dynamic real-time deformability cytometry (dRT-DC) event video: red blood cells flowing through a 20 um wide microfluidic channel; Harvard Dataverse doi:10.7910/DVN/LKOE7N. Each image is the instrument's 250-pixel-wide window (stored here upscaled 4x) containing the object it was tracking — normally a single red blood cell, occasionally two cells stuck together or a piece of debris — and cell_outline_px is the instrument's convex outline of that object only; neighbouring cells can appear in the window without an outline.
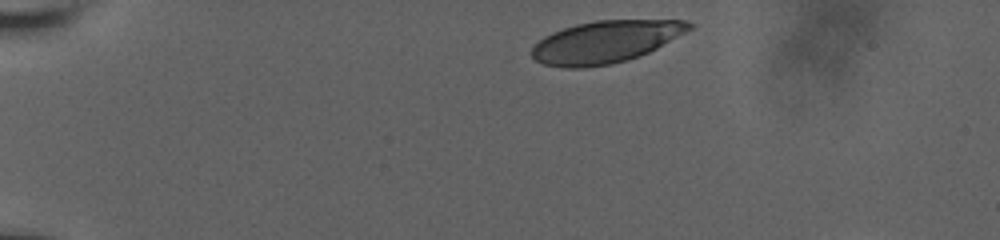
{"species": "human", "species_latin": "Homo sapiens", "temperature_condition": "room temperature", "stored_images_in_passage": 31, "camera_frame_rate_fps": 3000, "um_per_image_px": 0.085, "donor": {"sex": "male"}, "frame": {"image": 1, "passage_image": 1, "time_ms": 0.0, "image_size_px": [1000, 240], "cell_outline_px": [[692, 28], [656, 48], [648, 52], [628, 60], [612, 64], [584, 68], [564, 68], [544, 64], [536, 60], [532, 56], [532, 48], [544, 36], [552, 32], [576, 24], [596, 20], [688, 20], [692, 24]], "centroid_in_image_um": [51.45, 3.56], "position_along_channel_um": 33.5, "area_um2": 38.44}}
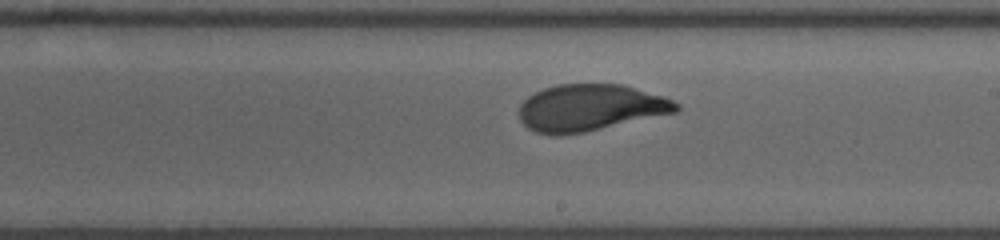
{"frame": {"image": 2, "passage_image": 18, "time_ms": 7.667, "image_size_px": [1000, 240], "cell_outline_px": [[680, 108], [676, 112], [584, 132], [560, 136], [556, 136], [536, 132], [528, 128], [520, 120], [520, 104], [528, 96], [544, 88], [556, 84], [624, 84], [664, 96], [680, 104]], "centroid_in_image_um": [50.16, 9.15], "position_along_channel_um": 238.8, "area_um2": 42.77}}
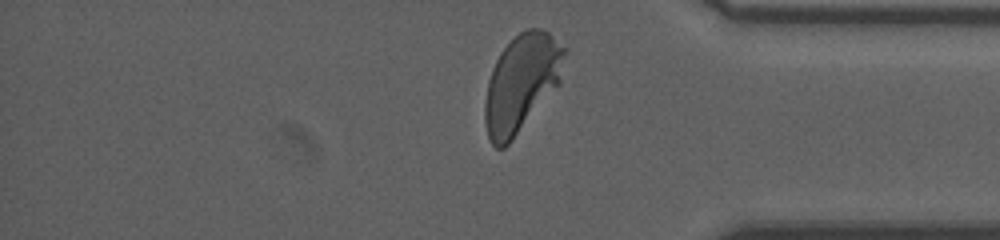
{"frame": {"image": 3, "passage_image": 30, "time_ms": 12.0, "image_size_px": [1000, 240], "cell_outline_px": [[568, 52], [560, 84], [512, 140], [504, 148], [496, 148], [492, 144], [488, 136], [484, 120], [484, 104], [488, 80], [492, 68], [500, 52], [520, 32], [528, 28], [540, 28], [548, 32], [568, 48]], "centroid_in_image_um": [44.36, 7.04], "position_along_channel_um": 390.8, "area_um2": 45.6}, "authors_computed_cell_mechanics": {"area_um2": 43.1766, "velocity_mm_per_s": 3.7499, "shape_relaxation_time_tau1_ms": 5.0755, "shape_relaxation_time_tau2_ms": null, "deformation_change_tau1": 0.1978, "deformation_change_tau2": null}}